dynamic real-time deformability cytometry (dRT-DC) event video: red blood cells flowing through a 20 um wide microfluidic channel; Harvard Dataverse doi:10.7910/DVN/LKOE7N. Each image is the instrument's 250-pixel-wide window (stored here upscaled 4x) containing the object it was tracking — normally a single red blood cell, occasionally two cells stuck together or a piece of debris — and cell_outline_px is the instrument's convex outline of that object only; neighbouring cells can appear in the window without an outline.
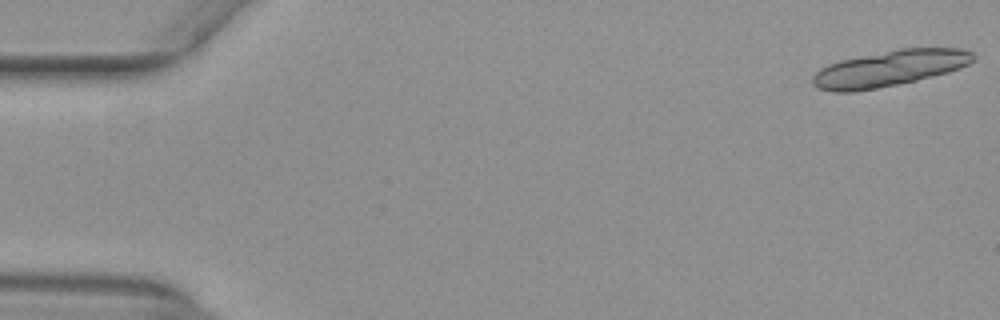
{"species": "common noctule bat (a hibernating species)", "species_latin": "Nyctalus noctula", "temperature_condition": "warm", "stored_images_in_passage": 18, "camera_frame_rate_fps": 3000, "um_per_image_px": 0.085, "animal": {"sex": "female", "body_mass_g": 29.2, "forearm_length_mm": 56.3}, "frame": {"image": 1, "passage_image": 1, "time_ms": 0.0, "image_size_px": [1000, 320], "cell_outline_px": [[976, 56], [968, 64], [960, 68], [948, 72], [916, 80], [876, 88], [852, 92], [832, 92], [816, 88], [812, 84], [812, 76], [820, 68], [828, 64], [840, 60], [900, 48], [960, 48], [972, 52]], "centroid_in_image_um": [75.57, 5.81], "position_along_channel_um": 9.4, "area_um2": 33.52}}